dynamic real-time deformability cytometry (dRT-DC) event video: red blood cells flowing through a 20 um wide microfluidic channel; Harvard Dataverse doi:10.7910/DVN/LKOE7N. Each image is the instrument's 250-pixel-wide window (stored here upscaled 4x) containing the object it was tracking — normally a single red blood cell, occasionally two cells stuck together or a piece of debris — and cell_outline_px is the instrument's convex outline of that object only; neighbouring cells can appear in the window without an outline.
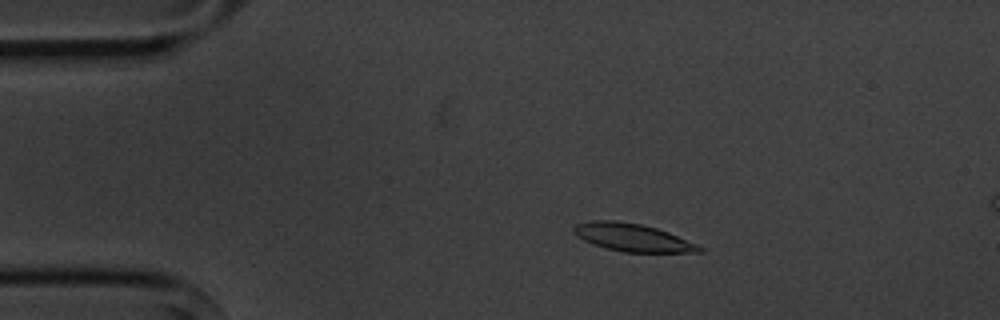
{"species": "common noctule bat (a hibernating species)", "species_latin": "Nyctalus noctula", "temperature_condition": "cold", "stored_images_in_passage": 4, "camera_frame_rate_fps": 3000, "um_per_image_px": 0.085, "animal": {"sex": "male", "body_mass_g": 20.1, "forearm_length_mm": 53.5}, "frame": {"image": 1, "passage_image": 2, "time_ms": 1.667, "image_size_px": [1000, 320], "cell_outline_px": [[704, 252], [624, 252], [592, 244], [576, 236], [572, 232], [572, 228], [576, 224], [592, 220], [616, 220], [640, 224], [656, 228], [668, 232], [696, 244], [704, 248]], "centroid_in_image_um": [53.73, 20.18], "position_along_channel_um": 31.3, "area_um2": 20.23}}